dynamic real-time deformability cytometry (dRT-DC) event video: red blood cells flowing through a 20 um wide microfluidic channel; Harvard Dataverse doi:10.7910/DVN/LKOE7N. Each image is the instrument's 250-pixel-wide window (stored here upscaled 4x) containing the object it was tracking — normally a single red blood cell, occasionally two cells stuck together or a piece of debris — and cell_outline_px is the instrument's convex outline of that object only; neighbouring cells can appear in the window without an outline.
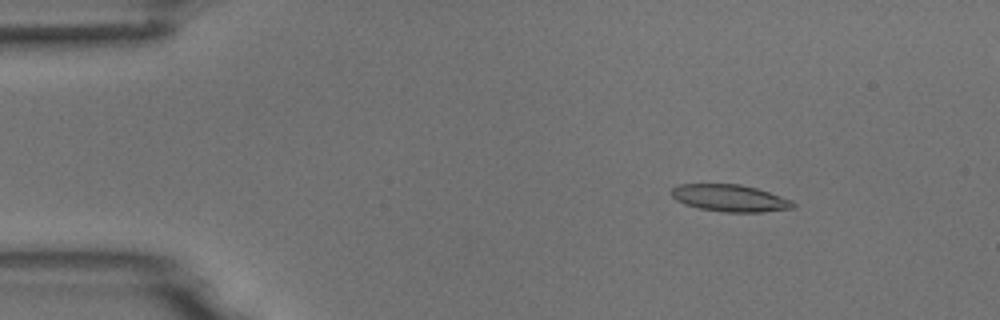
{"species": "common noctule bat (a hibernating species)", "species_latin": "Nyctalus noctula", "temperature_condition": "room temperature", "stored_images_in_passage": 54, "camera_frame_rate_fps": 3000, "um_per_image_px": 0.085, "animal": {"sex": "male", "body_mass_g": 18.8}, "frame": {"image": 1, "passage_image": 8, "time_ms": 2.333, "image_size_px": [1000, 320], "cell_outline_px": [[796, 204], [792, 208], [760, 212], [724, 212], [700, 208], [684, 204], [676, 200], [672, 196], [672, 188], [680, 184], [740, 184], [756, 188], [792, 200]], "centroid_in_image_um": [62.03, 16.84], "position_along_channel_um": 23.0, "area_um2": 18.96}}
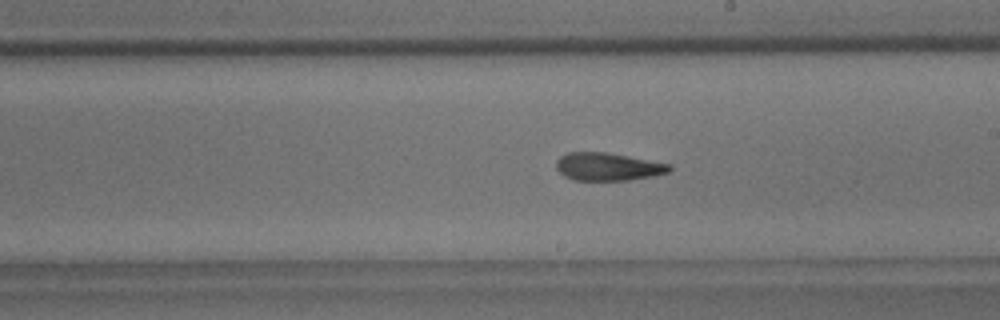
{"frame": {"image": 2, "passage_image": 31, "time_ms": 10.0, "image_size_px": [1000, 320], "cell_outline_px": [[672, 168], [668, 172], [652, 176], [628, 180], [572, 180], [564, 176], [556, 168], [556, 160], [560, 156], [568, 152], [604, 152], [628, 156], [672, 164]], "centroid_in_image_um": [51.66, 14.16], "position_along_channel_um": 237.3, "area_um2": 18.38}}
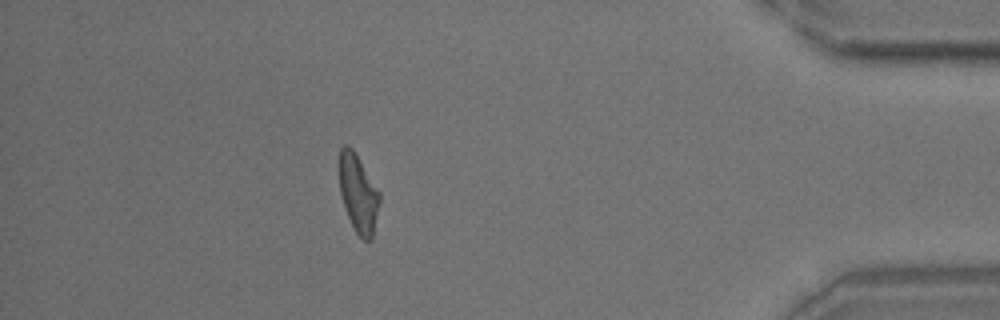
{"frame": {"image": 3, "passage_image": 48, "time_ms": 15.667, "image_size_px": [1000, 320], "cell_outline_px": [[380, 200], [372, 240], [364, 240], [356, 232], [344, 208], [340, 192], [336, 164], [340, 148], [344, 144], [348, 144], [352, 148], [380, 192]], "centroid_in_image_um": [30.4, 16.37], "position_along_channel_um": 404.8, "area_um2": 18.73}, "authors_computed_cell_mechanics": {"area_um2": 18.9584, "velocity_mm_per_s": 3.7654, "shape_relaxation_time_tau1_ms": null, "shape_relaxation_time_tau2_ms": 3.4172, "deformation_change_tau1": null, "deformation_change_tau2": 0.1268}}